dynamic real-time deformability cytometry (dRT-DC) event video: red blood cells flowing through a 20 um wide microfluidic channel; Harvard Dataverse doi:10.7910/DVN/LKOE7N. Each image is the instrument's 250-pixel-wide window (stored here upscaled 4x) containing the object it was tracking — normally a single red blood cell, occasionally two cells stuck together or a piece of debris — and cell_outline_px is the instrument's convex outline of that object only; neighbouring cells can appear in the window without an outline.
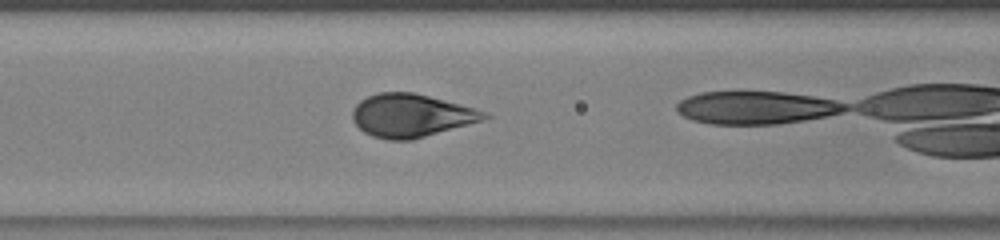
{"species": "human", "species_latin": "Homo sapiens", "temperature_condition": "warm", "stored_images_in_passage": 9, "camera_frame_rate_fps": 3000, "um_per_image_px": 0.085, "donor": {"sex": "male"}, "frame": {"image": 1, "passage_image": 7, "time_ms": 2.0, "image_size_px": [1000, 240], "cell_outline_px": [[492, 116], [484, 120], [412, 140], [388, 140], [372, 136], [364, 132], [352, 120], [352, 112], [356, 104], [360, 100], [368, 96], [380, 92], [412, 92], [444, 100], [472, 108], [484, 112]], "centroid_in_image_um": [34.92, 9.83], "position_along_channel_um": 131.7, "area_um2": 32.83}}